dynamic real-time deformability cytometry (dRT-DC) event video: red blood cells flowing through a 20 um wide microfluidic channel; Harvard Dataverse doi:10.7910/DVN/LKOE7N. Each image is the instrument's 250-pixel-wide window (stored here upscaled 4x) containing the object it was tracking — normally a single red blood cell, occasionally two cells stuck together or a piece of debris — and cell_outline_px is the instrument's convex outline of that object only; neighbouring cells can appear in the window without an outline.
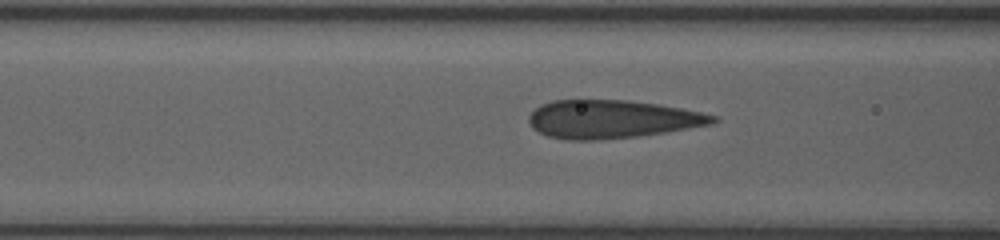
{"species": "human", "species_latin": "Homo sapiens", "temperature_condition": "room temperature", "stored_images_in_passage": 36, "camera_frame_rate_fps": 3000, "um_per_image_px": 0.085, "donor": {"sex": "female"}, "frame": {"image": 1, "passage_image": 11, "time_ms": 3.333, "image_size_px": [1000, 240], "cell_outline_px": [[720, 120], [708, 124], [664, 132], [636, 136], [596, 140], [564, 140], [548, 136], [532, 128], [528, 120], [528, 116], [540, 104], [552, 100], [576, 96], [628, 100], [656, 104], [680, 108], [700, 112], [716, 116]], "centroid_in_image_um": [51.88, 10.08], "position_along_channel_um": 114.7, "area_um2": 41.73}}
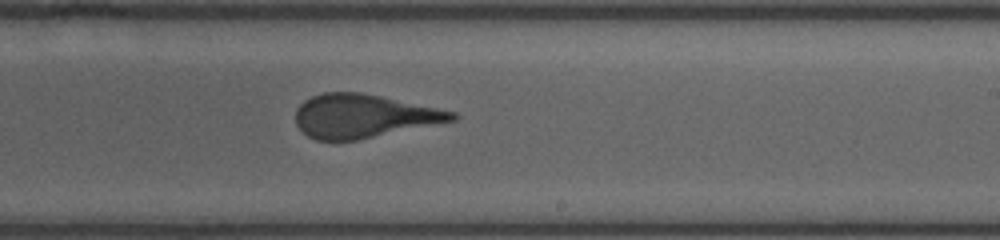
{"frame": {"image": 2, "passage_image": 22, "time_ms": 7.0, "image_size_px": [1000, 240], "cell_outline_px": [[456, 120], [356, 140], [316, 140], [308, 136], [296, 124], [296, 108], [304, 100], [312, 96], [324, 92], [360, 92], [380, 96], [456, 112]], "centroid_in_image_um": [30.86, 9.86], "position_along_channel_um": 258.1, "area_um2": 39.19}}
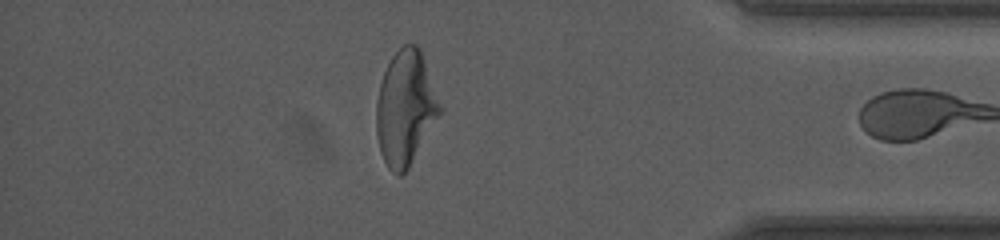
{"frame": {"image": 3, "passage_image": 35, "time_ms": 11.333, "image_size_px": [1000, 240], "cell_outline_px": [[440, 112], [408, 168], [400, 176], [392, 172], [388, 168], [380, 152], [376, 132], [376, 104], [380, 84], [384, 72], [392, 56], [404, 44], [416, 44], [420, 48], [440, 104]], "centroid_in_image_um": [34.42, 9.18], "position_along_channel_um": 400.8, "area_um2": 41.5}}